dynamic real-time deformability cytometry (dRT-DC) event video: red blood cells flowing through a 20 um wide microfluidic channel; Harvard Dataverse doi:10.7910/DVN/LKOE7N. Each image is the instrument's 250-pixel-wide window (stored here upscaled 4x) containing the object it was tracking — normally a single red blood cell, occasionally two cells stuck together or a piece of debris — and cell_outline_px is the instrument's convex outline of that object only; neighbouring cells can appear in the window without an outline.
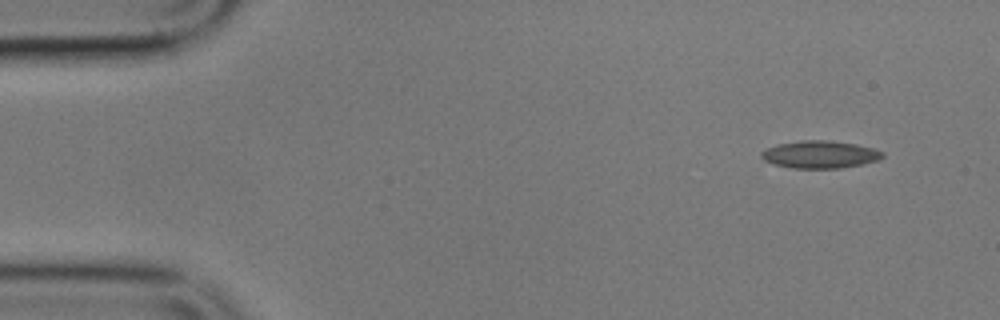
{"species": "common noctule bat (a hibernating species)", "species_latin": "Nyctalus noctula", "temperature_condition": "cold", "stored_images_in_passage": 5, "segment_of_instrument_passage": [1, 2], "camera_frame_rate_fps": 3000, "um_per_image_px": 0.085, "animal": {"sex": "male", "body_mass_g": 17.9}, "frame": {"image": 1, "passage_image": 1, "time_ms": 0.0, "image_size_px": [1000, 320], "cell_outline_px": [[884, 156], [880, 160], [840, 168], [792, 168], [776, 164], [764, 160], [760, 156], [760, 152], [776, 144], [800, 140], [828, 140], [856, 144], [872, 148], [884, 152]], "centroid_in_image_um": [69.7, 13.12], "position_along_channel_um": 15.3, "area_um2": 19.36}}